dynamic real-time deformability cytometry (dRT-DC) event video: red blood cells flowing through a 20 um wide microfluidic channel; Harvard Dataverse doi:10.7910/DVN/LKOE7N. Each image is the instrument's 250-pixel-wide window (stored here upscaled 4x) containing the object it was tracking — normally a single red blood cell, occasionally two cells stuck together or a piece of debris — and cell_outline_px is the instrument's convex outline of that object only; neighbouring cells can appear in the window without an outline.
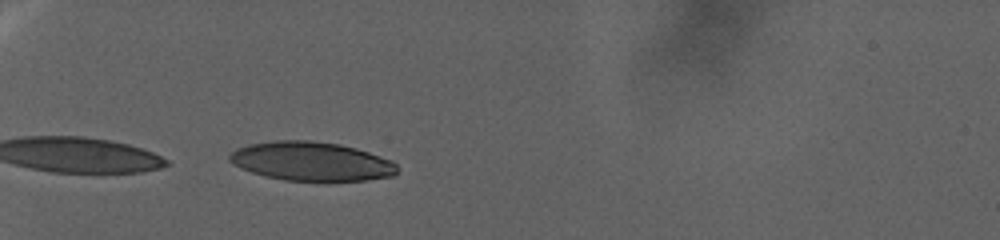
{"species": "human", "species_latin": "Homo sapiens", "temperature_condition": "warm", "stored_images_in_passage": 22, "camera_frame_rate_fps": 3000, "um_per_image_px": 0.085, "donor": {"sex": "female"}, "frame": {"image": 1, "passage_image": 2, "time_ms": 0.333, "image_size_px": [1000, 240], "cell_outline_px": [[400, 168], [392, 176], [368, 180], [284, 180], [264, 176], [240, 168], [232, 164], [228, 160], [228, 156], [236, 148], [248, 144], [276, 140], [308, 140], [340, 144], [356, 148], [392, 160]], "centroid_in_image_um": [26.45, 13.7], "position_along_channel_um": 58.6, "area_um2": 38.09}}
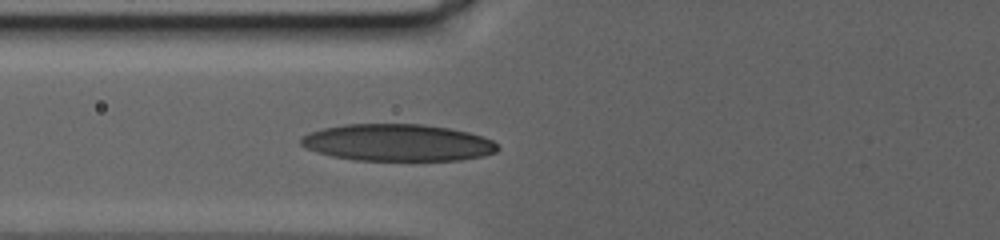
{"frame": {"image": 2, "passage_image": 14, "time_ms": 4.333, "image_size_px": [1000, 240], "cell_outline_px": [[500, 148], [496, 152], [484, 156], [460, 160], [356, 160], [332, 156], [316, 152], [304, 148], [300, 144], [300, 140], [308, 132], [324, 128], [344, 124], [420, 124], [448, 128], [468, 132], [492, 140]], "centroid_in_image_um": [33.78, 12.13], "position_along_channel_um": 92.0, "area_um2": 42.37}}
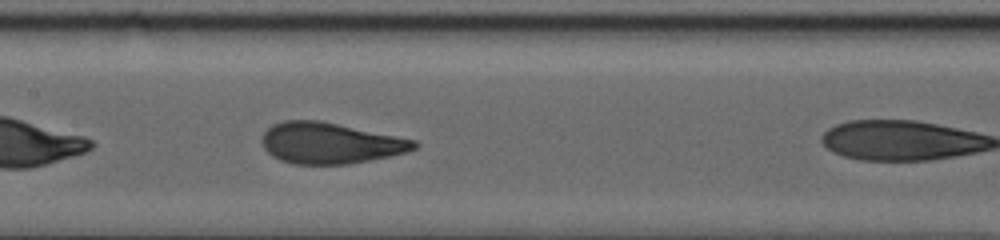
{"frame": {"image": 3, "passage_image": 21, "time_ms": 6.667, "image_size_px": [1000, 240], "cell_outline_px": [[420, 144], [416, 148], [408, 152], [348, 164], [292, 164], [280, 160], [272, 156], [264, 148], [260, 140], [264, 132], [272, 124], [284, 120], [320, 120], [416, 140]], "centroid_in_image_um": [28.04, 12.16], "position_along_channel_um": 179.4, "area_um2": 36.47}}